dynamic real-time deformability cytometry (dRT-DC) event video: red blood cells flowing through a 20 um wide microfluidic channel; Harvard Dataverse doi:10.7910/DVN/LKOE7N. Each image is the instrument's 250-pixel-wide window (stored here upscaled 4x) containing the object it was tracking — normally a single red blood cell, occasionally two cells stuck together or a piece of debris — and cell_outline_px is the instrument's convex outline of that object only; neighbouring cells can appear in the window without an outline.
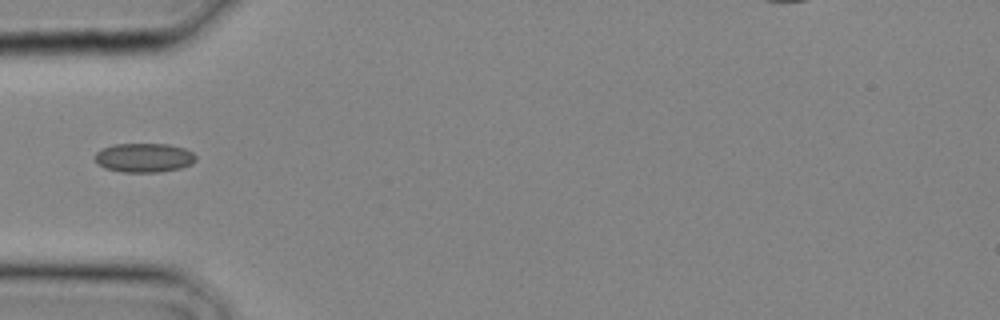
{"species": "common noctule bat (a hibernating species)", "species_latin": "Nyctalus noctula", "temperature_condition": "cold", "stored_images_in_passage": 1, "camera_frame_rate_fps": 3000, "um_per_image_px": 0.085, "animal": {"sex": "male", "body_mass_g": 20.4}, "frame": {"image": 1, "passage_image": 1, "time_ms": 0.0, "image_size_px": [1000, 320], "cell_outline_px": [[196, 160], [192, 164], [180, 168], [160, 172], [124, 172], [104, 168], [96, 160], [96, 152], [100, 148], [112, 144], [168, 144], [184, 148], [192, 152], [196, 156]], "centroid_in_image_um": [12.25, 13.4], "position_along_channel_um": 72.7, "area_um2": 17.17}}